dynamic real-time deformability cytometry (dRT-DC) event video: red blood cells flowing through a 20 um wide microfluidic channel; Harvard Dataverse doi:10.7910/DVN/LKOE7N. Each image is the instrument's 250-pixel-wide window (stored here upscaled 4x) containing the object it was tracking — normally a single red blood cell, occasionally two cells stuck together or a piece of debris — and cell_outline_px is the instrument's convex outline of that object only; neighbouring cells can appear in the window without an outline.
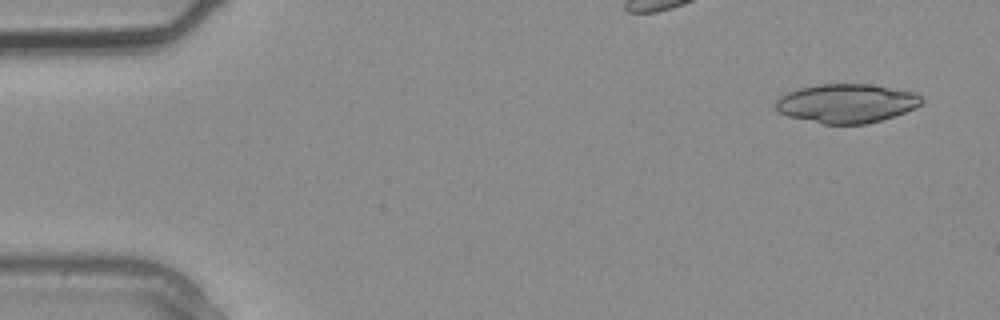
{"species": "common noctule bat (a hibernating species)", "species_latin": "Nyctalus noctula", "temperature_condition": "warm", "stored_images_in_passage": 3, "camera_frame_rate_fps": 3000, "um_per_image_px": 0.085, "animal": {"sex": "male", "body_mass_g": 20.4}, "frame": {"image": 1, "passage_image": 1, "time_ms": 0.0, "image_size_px": [1000, 320], "cell_outline_px": [[924, 100], [916, 108], [868, 124], [824, 124], [788, 116], [780, 112], [776, 108], [776, 100], [780, 96], [788, 92], [800, 88], [820, 84], [872, 84], [912, 92], [920, 96]], "centroid_in_image_um": [71.95, 8.78], "position_along_channel_um": 13.0, "area_um2": 32.89}}